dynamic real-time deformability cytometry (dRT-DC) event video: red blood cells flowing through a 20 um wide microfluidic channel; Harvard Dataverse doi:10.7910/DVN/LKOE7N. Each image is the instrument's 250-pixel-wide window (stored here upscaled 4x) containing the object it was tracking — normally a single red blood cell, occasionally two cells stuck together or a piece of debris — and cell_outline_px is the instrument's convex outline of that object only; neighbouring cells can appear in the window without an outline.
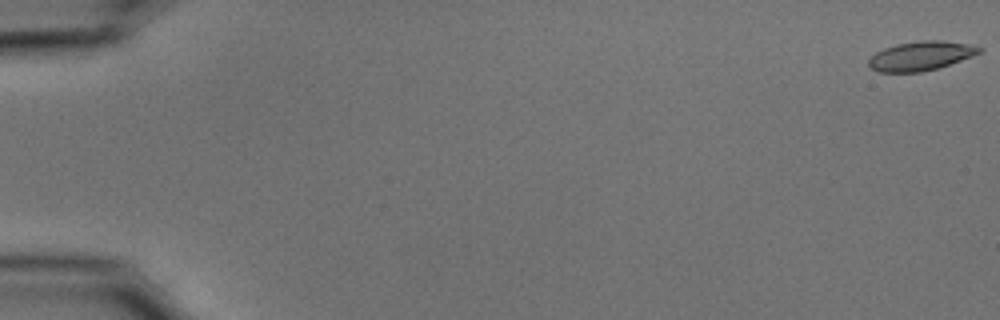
{"species": "common noctule bat (a hibernating species)", "species_latin": "Nyctalus noctula", "temperature_condition": "cold", "stored_images_in_passage": 14, "camera_frame_rate_fps": 3000, "um_per_image_px": 0.085, "animal": {"sex": "male", "body_mass_g": 15.6}, "frame": {"image": 1, "passage_image": 1, "time_ms": 0.0, "image_size_px": [1000, 320], "cell_outline_px": [[984, 48], [980, 52], [972, 56], [936, 68], [920, 72], [880, 72], [868, 68], [868, 60], [876, 52], [884, 48], [896, 44], [920, 40], [944, 40], [968, 44]], "centroid_in_image_um": [78.23, 4.74], "position_along_channel_um": 6.8, "area_um2": 18.73}}